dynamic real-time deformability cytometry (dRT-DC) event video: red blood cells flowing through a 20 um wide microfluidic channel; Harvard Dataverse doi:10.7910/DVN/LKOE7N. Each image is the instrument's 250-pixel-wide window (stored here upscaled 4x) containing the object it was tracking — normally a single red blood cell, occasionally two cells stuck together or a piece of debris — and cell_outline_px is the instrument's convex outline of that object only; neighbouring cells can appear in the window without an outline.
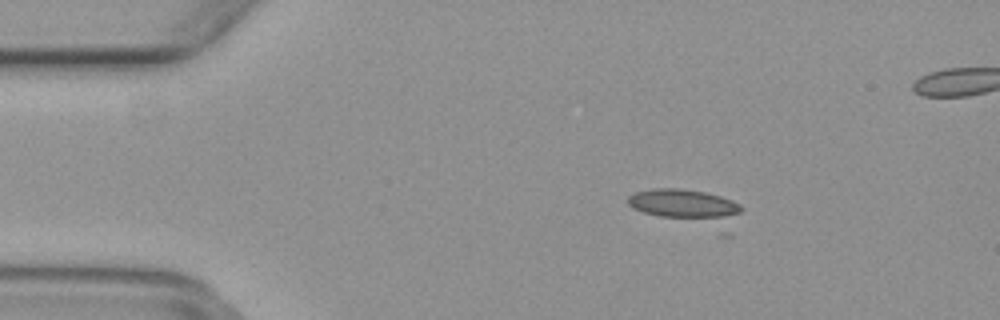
{"species": "common noctule bat (a hibernating species)", "species_latin": "Nyctalus noctula", "temperature_condition": "warm", "stored_images_in_passage": 5, "camera_frame_rate_fps": 3000, "um_per_image_px": 0.085, "animal": {"sex": "female", "body_mass_g": 29.2, "forearm_length_mm": 56.3}, "frame": {"image": 1, "passage_image": 2, "time_ms": 0.333, "image_size_px": [1000, 320], "cell_outline_px": [[744, 208], [740, 212], [716, 220], [660, 216], [644, 212], [632, 208], [628, 204], [628, 196], [636, 192], [652, 188], [680, 188], [704, 192], [720, 196], [732, 200], [740, 204]], "centroid_in_image_um": [58.08, 17.32], "position_along_channel_um": 26.9, "area_um2": 19.25}}